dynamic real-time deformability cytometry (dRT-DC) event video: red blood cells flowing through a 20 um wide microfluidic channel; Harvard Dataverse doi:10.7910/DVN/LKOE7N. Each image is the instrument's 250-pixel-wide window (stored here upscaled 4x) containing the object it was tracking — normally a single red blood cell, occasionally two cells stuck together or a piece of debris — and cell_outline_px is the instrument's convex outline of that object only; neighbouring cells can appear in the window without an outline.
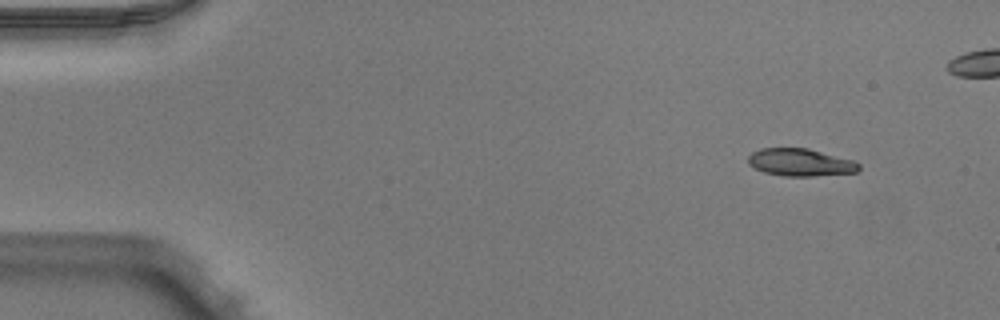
{"species": "Egyptian fruit bat (a non-hibernating species)", "species_latin": "Rousettus aegyptiacus", "temperature_condition": "warm", "stored_images_in_passage": 44, "camera_frame_rate_fps": 3000, "um_per_image_px": 0.085, "animal": {"sex": "male"}, "frame": {"image": 1, "passage_image": 1, "time_ms": 0.0, "image_size_px": [1000, 320], "cell_outline_px": [[860, 168], [856, 172], [812, 176], [784, 176], [764, 172], [748, 164], [748, 156], [752, 152], [760, 148], [808, 148], [852, 160], [860, 164]], "centroid_in_image_um": [68.01, 13.8], "position_along_channel_um": 17.0, "area_um2": 17.63}}
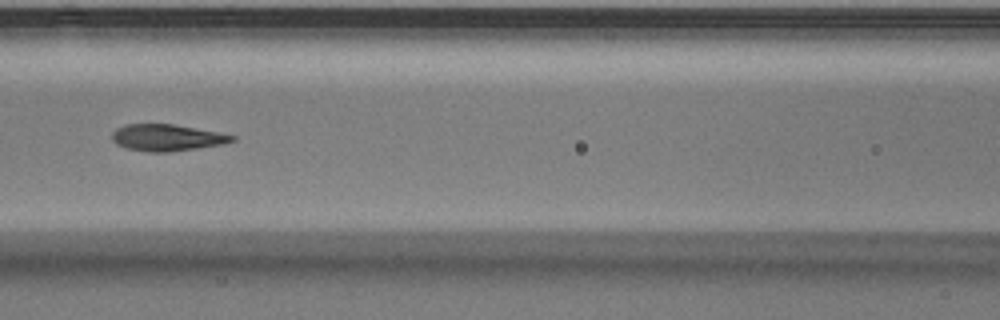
{"frame": {"image": 2, "passage_image": 19, "time_ms": 6.0, "image_size_px": [1000, 320], "cell_outline_px": [[236, 140], [224, 144], [168, 152], [148, 152], [128, 148], [116, 144], [112, 140], [112, 132], [116, 128], [124, 124], [172, 124], [216, 132], [236, 136]], "centroid_in_image_um": [14.16, 11.7], "position_along_channel_um": 152.4, "area_um2": 18.5}}
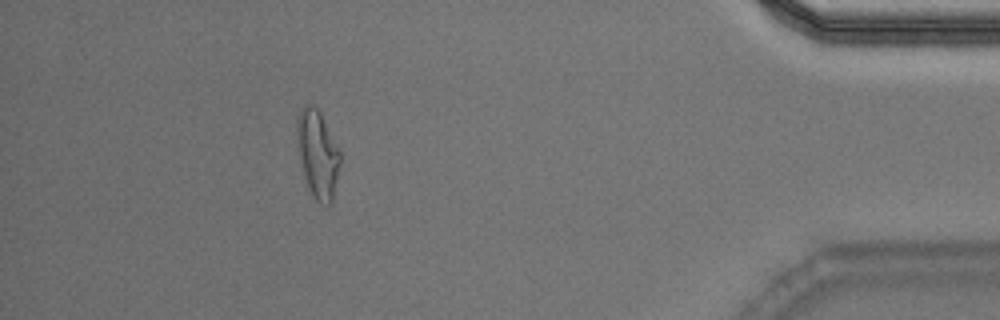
{"frame": {"image": 3, "passage_image": 42, "time_ms": 13.667, "image_size_px": [1000, 320], "cell_outline_px": [[340, 164], [332, 204], [320, 204], [312, 196], [300, 160], [296, 136], [296, 120], [300, 108], [304, 104], [312, 104], [320, 112], [340, 152]], "centroid_in_image_um": [26.99, 13.07], "position_along_channel_um": 408.2, "area_um2": 21.91}, "authors_computed_cell_mechanics": {"area_um2": 18.9006, "velocity_mm_per_s": 3.982, "shape_relaxation_time_tau1_ms": null, "shape_relaxation_time_tau2_ms": 1.6338, "deformation_change_tau1": null, "deformation_change_tau2": 0.0831}}